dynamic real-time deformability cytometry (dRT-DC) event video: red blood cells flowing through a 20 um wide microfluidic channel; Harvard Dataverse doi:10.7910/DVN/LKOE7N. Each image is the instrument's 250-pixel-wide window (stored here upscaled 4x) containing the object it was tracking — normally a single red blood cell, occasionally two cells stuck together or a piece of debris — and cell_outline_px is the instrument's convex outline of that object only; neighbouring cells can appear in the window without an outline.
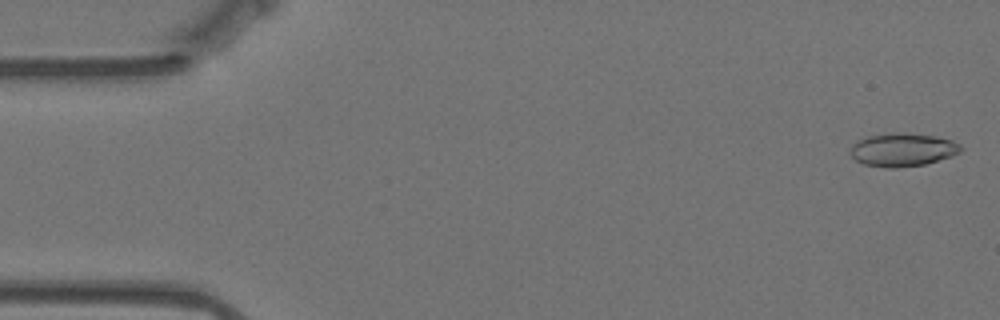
{"species": "Egyptian fruit bat (a non-hibernating species)", "species_latin": "Rousettus aegyptiacus", "temperature_condition": "warm", "stored_images_in_passage": 11, "camera_frame_rate_fps": 3000, "um_per_image_px": 0.085, "animal": {"sex": "female"}, "frame": {"image": 1, "passage_image": 1, "time_ms": 0.0, "image_size_px": [1000, 320], "cell_outline_px": [[964, 148], [960, 152], [952, 156], [924, 164], [896, 168], [888, 168], [864, 164], [856, 160], [848, 152], [852, 144], [856, 140], [868, 136], [892, 132], [904, 132], [936, 136], [952, 140], [960, 144]], "centroid_in_image_um": [76.71, 12.71], "position_along_channel_um": 8.3, "area_um2": 21.68}}